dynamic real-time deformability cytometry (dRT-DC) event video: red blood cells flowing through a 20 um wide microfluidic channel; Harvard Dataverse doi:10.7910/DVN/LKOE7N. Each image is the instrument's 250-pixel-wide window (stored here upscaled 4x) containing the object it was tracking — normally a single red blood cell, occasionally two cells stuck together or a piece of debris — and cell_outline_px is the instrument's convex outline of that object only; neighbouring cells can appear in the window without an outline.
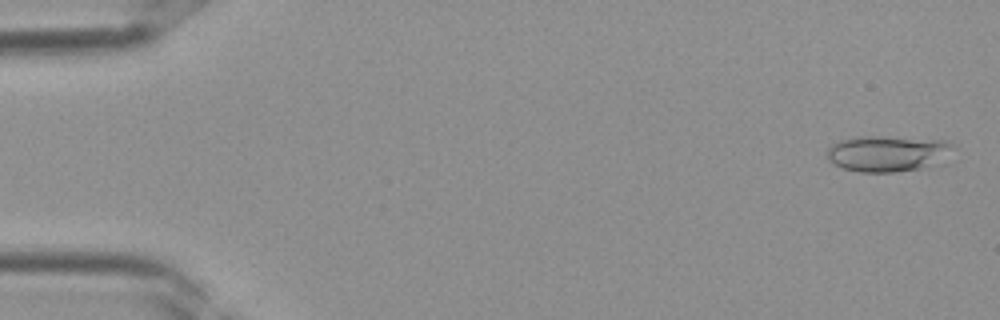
{"species": "Egyptian fruit bat (a non-hibernating species)", "species_latin": "Rousettus aegyptiacus", "temperature_condition": "room temperature", "stored_images_in_passage": 38, "camera_frame_rate_fps": 3000, "um_per_image_px": 0.085, "frame": {"image": 1, "passage_image": 2, "time_ms": 0.333, "image_size_px": [1000, 320], "cell_outline_px": [[956, 148], [920, 168], [896, 172], [860, 172], [844, 168], [828, 160], [828, 148], [832, 144], [840, 140], [860, 136], [876, 136], [944, 140], [952, 144]], "centroid_in_image_um": [75.35, 13.03], "position_along_channel_um": 9.7, "area_um2": 25.61}}
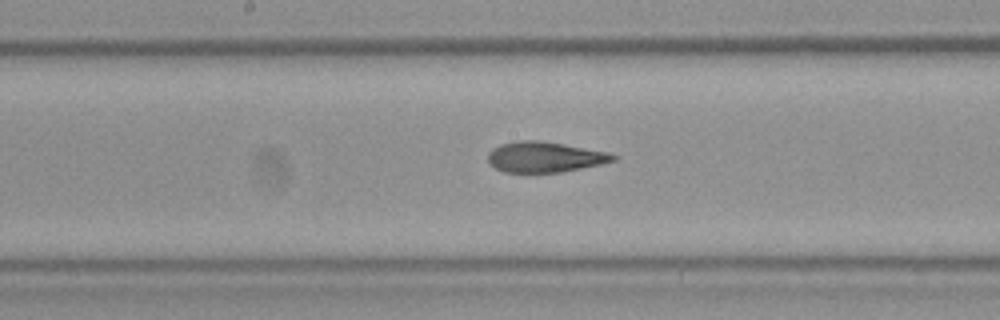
{"frame": {"image": 2, "passage_image": 20, "time_ms": 6.333, "image_size_px": [1000, 320], "cell_outline_px": [[620, 156], [616, 160], [600, 164], [560, 172], [504, 172], [488, 164], [488, 152], [492, 148], [500, 144], [520, 140], [536, 140], [564, 144], [608, 152]], "centroid_in_image_um": [46.29, 13.34], "position_along_channel_um": 201.9, "area_um2": 22.25}}
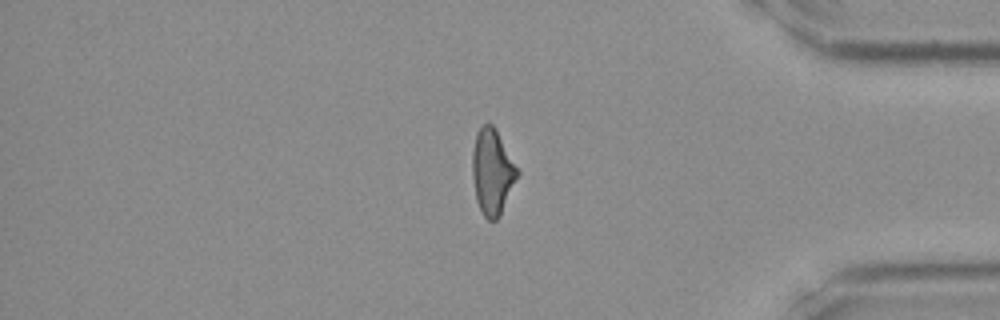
{"frame": {"image": 3, "passage_image": 32, "time_ms": 10.333, "image_size_px": [1000, 320], "cell_outline_px": [[520, 172], [500, 216], [496, 220], [488, 220], [484, 216], [476, 200], [472, 176], [472, 152], [476, 132], [484, 124], [492, 124], [496, 128]], "centroid_in_image_um": [41.84, 14.6], "position_along_channel_um": 393.4, "area_um2": 22.48}}